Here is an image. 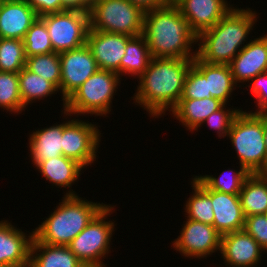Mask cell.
<instances>
[{
    "mask_svg": "<svg viewBox=\"0 0 267 267\" xmlns=\"http://www.w3.org/2000/svg\"><path fill=\"white\" fill-rule=\"evenodd\" d=\"M114 205L104 207L92 221L67 245L86 267H106L103 262L110 251L115 222L108 221ZM107 221H106V220Z\"/></svg>",
    "mask_w": 267,
    "mask_h": 267,
    "instance_id": "52a82bcc",
    "label": "cell"
},
{
    "mask_svg": "<svg viewBox=\"0 0 267 267\" xmlns=\"http://www.w3.org/2000/svg\"><path fill=\"white\" fill-rule=\"evenodd\" d=\"M245 217L267 214V173L250 174L239 193Z\"/></svg>",
    "mask_w": 267,
    "mask_h": 267,
    "instance_id": "d4e9b609",
    "label": "cell"
},
{
    "mask_svg": "<svg viewBox=\"0 0 267 267\" xmlns=\"http://www.w3.org/2000/svg\"><path fill=\"white\" fill-rule=\"evenodd\" d=\"M136 6H139L143 11H149L155 8H160L169 5L172 0H129Z\"/></svg>",
    "mask_w": 267,
    "mask_h": 267,
    "instance_id": "f35d334b",
    "label": "cell"
},
{
    "mask_svg": "<svg viewBox=\"0 0 267 267\" xmlns=\"http://www.w3.org/2000/svg\"><path fill=\"white\" fill-rule=\"evenodd\" d=\"M142 36L153 58L196 57L198 36L173 2L144 13Z\"/></svg>",
    "mask_w": 267,
    "mask_h": 267,
    "instance_id": "7a4b0ae2",
    "label": "cell"
},
{
    "mask_svg": "<svg viewBox=\"0 0 267 267\" xmlns=\"http://www.w3.org/2000/svg\"><path fill=\"white\" fill-rule=\"evenodd\" d=\"M193 59L152 57L146 71L138 78L137 92L131 97L135 105H141L154 118L170 112L182 97Z\"/></svg>",
    "mask_w": 267,
    "mask_h": 267,
    "instance_id": "6da1fadb",
    "label": "cell"
},
{
    "mask_svg": "<svg viewBox=\"0 0 267 267\" xmlns=\"http://www.w3.org/2000/svg\"><path fill=\"white\" fill-rule=\"evenodd\" d=\"M68 190L54 212L33 230L38 242L67 246L107 206L85 200L72 189Z\"/></svg>",
    "mask_w": 267,
    "mask_h": 267,
    "instance_id": "277c9868",
    "label": "cell"
},
{
    "mask_svg": "<svg viewBox=\"0 0 267 267\" xmlns=\"http://www.w3.org/2000/svg\"><path fill=\"white\" fill-rule=\"evenodd\" d=\"M259 243L244 229L221 235V253L227 267H256L261 264Z\"/></svg>",
    "mask_w": 267,
    "mask_h": 267,
    "instance_id": "9a60e30c",
    "label": "cell"
},
{
    "mask_svg": "<svg viewBox=\"0 0 267 267\" xmlns=\"http://www.w3.org/2000/svg\"><path fill=\"white\" fill-rule=\"evenodd\" d=\"M120 79L116 72L98 69L65 100L64 117L109 114Z\"/></svg>",
    "mask_w": 267,
    "mask_h": 267,
    "instance_id": "8992f818",
    "label": "cell"
},
{
    "mask_svg": "<svg viewBox=\"0 0 267 267\" xmlns=\"http://www.w3.org/2000/svg\"><path fill=\"white\" fill-rule=\"evenodd\" d=\"M177 239L172 242L173 248L188 258H204L221 250V234L213 225L191 219L184 221Z\"/></svg>",
    "mask_w": 267,
    "mask_h": 267,
    "instance_id": "8fae6325",
    "label": "cell"
},
{
    "mask_svg": "<svg viewBox=\"0 0 267 267\" xmlns=\"http://www.w3.org/2000/svg\"><path fill=\"white\" fill-rule=\"evenodd\" d=\"M131 38L124 34L96 31L89 28L86 44L92 51L99 69L113 71L120 76V62L125 54L127 42Z\"/></svg>",
    "mask_w": 267,
    "mask_h": 267,
    "instance_id": "5bb4252c",
    "label": "cell"
},
{
    "mask_svg": "<svg viewBox=\"0 0 267 267\" xmlns=\"http://www.w3.org/2000/svg\"><path fill=\"white\" fill-rule=\"evenodd\" d=\"M193 65L206 77L208 94L227 105L235 90L234 87L237 88L230 66L209 64L197 56L193 59Z\"/></svg>",
    "mask_w": 267,
    "mask_h": 267,
    "instance_id": "603a6c76",
    "label": "cell"
},
{
    "mask_svg": "<svg viewBox=\"0 0 267 267\" xmlns=\"http://www.w3.org/2000/svg\"><path fill=\"white\" fill-rule=\"evenodd\" d=\"M263 130H264V141L267 150V113H263Z\"/></svg>",
    "mask_w": 267,
    "mask_h": 267,
    "instance_id": "60d3db41",
    "label": "cell"
},
{
    "mask_svg": "<svg viewBox=\"0 0 267 267\" xmlns=\"http://www.w3.org/2000/svg\"><path fill=\"white\" fill-rule=\"evenodd\" d=\"M190 28L198 36L201 32L212 28L234 6L227 0H172Z\"/></svg>",
    "mask_w": 267,
    "mask_h": 267,
    "instance_id": "2e32d148",
    "label": "cell"
},
{
    "mask_svg": "<svg viewBox=\"0 0 267 267\" xmlns=\"http://www.w3.org/2000/svg\"><path fill=\"white\" fill-rule=\"evenodd\" d=\"M59 59L61 64L59 91L65 108V100L99 68L87 44L59 53Z\"/></svg>",
    "mask_w": 267,
    "mask_h": 267,
    "instance_id": "7c38bea8",
    "label": "cell"
},
{
    "mask_svg": "<svg viewBox=\"0 0 267 267\" xmlns=\"http://www.w3.org/2000/svg\"><path fill=\"white\" fill-rule=\"evenodd\" d=\"M244 230L249 233L267 251V214L245 217Z\"/></svg>",
    "mask_w": 267,
    "mask_h": 267,
    "instance_id": "d590c367",
    "label": "cell"
},
{
    "mask_svg": "<svg viewBox=\"0 0 267 267\" xmlns=\"http://www.w3.org/2000/svg\"><path fill=\"white\" fill-rule=\"evenodd\" d=\"M225 104L213 97L204 99H180L171 110V115L182 123L187 130L198 131L205 119L213 112L221 109Z\"/></svg>",
    "mask_w": 267,
    "mask_h": 267,
    "instance_id": "ffe728a7",
    "label": "cell"
},
{
    "mask_svg": "<svg viewBox=\"0 0 267 267\" xmlns=\"http://www.w3.org/2000/svg\"><path fill=\"white\" fill-rule=\"evenodd\" d=\"M240 166L250 174L267 173V150L264 141L263 113L241 109L228 133Z\"/></svg>",
    "mask_w": 267,
    "mask_h": 267,
    "instance_id": "5b68a950",
    "label": "cell"
},
{
    "mask_svg": "<svg viewBox=\"0 0 267 267\" xmlns=\"http://www.w3.org/2000/svg\"><path fill=\"white\" fill-rule=\"evenodd\" d=\"M37 17L25 0H4L0 4V38L23 40Z\"/></svg>",
    "mask_w": 267,
    "mask_h": 267,
    "instance_id": "d6986e66",
    "label": "cell"
},
{
    "mask_svg": "<svg viewBox=\"0 0 267 267\" xmlns=\"http://www.w3.org/2000/svg\"><path fill=\"white\" fill-rule=\"evenodd\" d=\"M63 123L36 130L29 136L30 157L37 167L42 161L59 157L62 153Z\"/></svg>",
    "mask_w": 267,
    "mask_h": 267,
    "instance_id": "44dd1931",
    "label": "cell"
},
{
    "mask_svg": "<svg viewBox=\"0 0 267 267\" xmlns=\"http://www.w3.org/2000/svg\"><path fill=\"white\" fill-rule=\"evenodd\" d=\"M151 58L145 38L142 35L132 37L127 42L125 54L120 62V77L130 74L139 78L146 71Z\"/></svg>",
    "mask_w": 267,
    "mask_h": 267,
    "instance_id": "484cf974",
    "label": "cell"
},
{
    "mask_svg": "<svg viewBox=\"0 0 267 267\" xmlns=\"http://www.w3.org/2000/svg\"><path fill=\"white\" fill-rule=\"evenodd\" d=\"M226 106L225 104L221 109L211 113L203 122L207 123L210 129H214L220 138L228 137L232 123L241 111V108L227 109Z\"/></svg>",
    "mask_w": 267,
    "mask_h": 267,
    "instance_id": "e575fe53",
    "label": "cell"
},
{
    "mask_svg": "<svg viewBox=\"0 0 267 267\" xmlns=\"http://www.w3.org/2000/svg\"><path fill=\"white\" fill-rule=\"evenodd\" d=\"M212 200L214 228L221 234L244 229L245 216L239 194H228L209 189L197 176L192 178Z\"/></svg>",
    "mask_w": 267,
    "mask_h": 267,
    "instance_id": "4fadbf2b",
    "label": "cell"
},
{
    "mask_svg": "<svg viewBox=\"0 0 267 267\" xmlns=\"http://www.w3.org/2000/svg\"><path fill=\"white\" fill-rule=\"evenodd\" d=\"M229 66L236 85L249 82L258 74L267 72V35L247 41V45L232 59Z\"/></svg>",
    "mask_w": 267,
    "mask_h": 267,
    "instance_id": "e0dca14e",
    "label": "cell"
},
{
    "mask_svg": "<svg viewBox=\"0 0 267 267\" xmlns=\"http://www.w3.org/2000/svg\"><path fill=\"white\" fill-rule=\"evenodd\" d=\"M229 171L230 173H228ZM225 173L226 171H223V174H220L217 178L216 176L213 177V175H199L197 177L211 190L232 195L239 194L244 180L250 173L243 166H240L239 171L228 169L226 173L228 175H225Z\"/></svg>",
    "mask_w": 267,
    "mask_h": 267,
    "instance_id": "d6a6232c",
    "label": "cell"
},
{
    "mask_svg": "<svg viewBox=\"0 0 267 267\" xmlns=\"http://www.w3.org/2000/svg\"><path fill=\"white\" fill-rule=\"evenodd\" d=\"M212 97L208 94L206 77L192 64L184 81L181 99H204Z\"/></svg>",
    "mask_w": 267,
    "mask_h": 267,
    "instance_id": "836d02e7",
    "label": "cell"
},
{
    "mask_svg": "<svg viewBox=\"0 0 267 267\" xmlns=\"http://www.w3.org/2000/svg\"><path fill=\"white\" fill-rule=\"evenodd\" d=\"M144 13L129 0H100L89 10L90 29L131 37L140 36Z\"/></svg>",
    "mask_w": 267,
    "mask_h": 267,
    "instance_id": "ba28073f",
    "label": "cell"
},
{
    "mask_svg": "<svg viewBox=\"0 0 267 267\" xmlns=\"http://www.w3.org/2000/svg\"><path fill=\"white\" fill-rule=\"evenodd\" d=\"M99 1L100 0H80V8L89 11Z\"/></svg>",
    "mask_w": 267,
    "mask_h": 267,
    "instance_id": "ab89813d",
    "label": "cell"
},
{
    "mask_svg": "<svg viewBox=\"0 0 267 267\" xmlns=\"http://www.w3.org/2000/svg\"><path fill=\"white\" fill-rule=\"evenodd\" d=\"M0 267H28V266H18V265L7 264V265H0Z\"/></svg>",
    "mask_w": 267,
    "mask_h": 267,
    "instance_id": "7bdbcfd3",
    "label": "cell"
},
{
    "mask_svg": "<svg viewBox=\"0 0 267 267\" xmlns=\"http://www.w3.org/2000/svg\"><path fill=\"white\" fill-rule=\"evenodd\" d=\"M40 17L45 14L61 12L69 9L70 7L64 0H25Z\"/></svg>",
    "mask_w": 267,
    "mask_h": 267,
    "instance_id": "74e56055",
    "label": "cell"
},
{
    "mask_svg": "<svg viewBox=\"0 0 267 267\" xmlns=\"http://www.w3.org/2000/svg\"><path fill=\"white\" fill-rule=\"evenodd\" d=\"M45 22L55 53H62L86 44L90 28L89 11L81 8L40 16Z\"/></svg>",
    "mask_w": 267,
    "mask_h": 267,
    "instance_id": "9c48e42d",
    "label": "cell"
},
{
    "mask_svg": "<svg viewBox=\"0 0 267 267\" xmlns=\"http://www.w3.org/2000/svg\"><path fill=\"white\" fill-rule=\"evenodd\" d=\"M70 8H80V0H64Z\"/></svg>",
    "mask_w": 267,
    "mask_h": 267,
    "instance_id": "b9f144b4",
    "label": "cell"
},
{
    "mask_svg": "<svg viewBox=\"0 0 267 267\" xmlns=\"http://www.w3.org/2000/svg\"><path fill=\"white\" fill-rule=\"evenodd\" d=\"M0 108L12 113L25 111L20 96L18 73L0 71Z\"/></svg>",
    "mask_w": 267,
    "mask_h": 267,
    "instance_id": "f546056e",
    "label": "cell"
},
{
    "mask_svg": "<svg viewBox=\"0 0 267 267\" xmlns=\"http://www.w3.org/2000/svg\"><path fill=\"white\" fill-rule=\"evenodd\" d=\"M256 14L250 8L233 7L212 28L198 35L196 56L209 64L229 65L247 45L246 39L258 19Z\"/></svg>",
    "mask_w": 267,
    "mask_h": 267,
    "instance_id": "3957f363",
    "label": "cell"
},
{
    "mask_svg": "<svg viewBox=\"0 0 267 267\" xmlns=\"http://www.w3.org/2000/svg\"><path fill=\"white\" fill-rule=\"evenodd\" d=\"M28 267H86L68 246L49 245L33 238Z\"/></svg>",
    "mask_w": 267,
    "mask_h": 267,
    "instance_id": "7402d4cb",
    "label": "cell"
},
{
    "mask_svg": "<svg viewBox=\"0 0 267 267\" xmlns=\"http://www.w3.org/2000/svg\"><path fill=\"white\" fill-rule=\"evenodd\" d=\"M19 86H20V96L22 99V104L28 107V104L33 103L37 100H44L52 94H57L59 90L42 76L37 75L29 71L24 67L18 72Z\"/></svg>",
    "mask_w": 267,
    "mask_h": 267,
    "instance_id": "4316f807",
    "label": "cell"
},
{
    "mask_svg": "<svg viewBox=\"0 0 267 267\" xmlns=\"http://www.w3.org/2000/svg\"><path fill=\"white\" fill-rule=\"evenodd\" d=\"M250 85L246 84V88L250 87L251 94L256 97L255 103L258 110L255 112L250 111L255 114L267 113V72L258 74L256 77L250 80Z\"/></svg>",
    "mask_w": 267,
    "mask_h": 267,
    "instance_id": "8d00e7d4",
    "label": "cell"
},
{
    "mask_svg": "<svg viewBox=\"0 0 267 267\" xmlns=\"http://www.w3.org/2000/svg\"><path fill=\"white\" fill-rule=\"evenodd\" d=\"M193 195L185 203V217L197 222L213 225L214 212L211 197L192 179Z\"/></svg>",
    "mask_w": 267,
    "mask_h": 267,
    "instance_id": "83f0119b",
    "label": "cell"
},
{
    "mask_svg": "<svg viewBox=\"0 0 267 267\" xmlns=\"http://www.w3.org/2000/svg\"><path fill=\"white\" fill-rule=\"evenodd\" d=\"M101 131L96 124L76 118L63 122L62 153L83 167L96 161Z\"/></svg>",
    "mask_w": 267,
    "mask_h": 267,
    "instance_id": "30bf717a",
    "label": "cell"
},
{
    "mask_svg": "<svg viewBox=\"0 0 267 267\" xmlns=\"http://www.w3.org/2000/svg\"><path fill=\"white\" fill-rule=\"evenodd\" d=\"M27 235L8 220L0 221V265L29 266L34 231Z\"/></svg>",
    "mask_w": 267,
    "mask_h": 267,
    "instance_id": "ac0fdd59",
    "label": "cell"
},
{
    "mask_svg": "<svg viewBox=\"0 0 267 267\" xmlns=\"http://www.w3.org/2000/svg\"><path fill=\"white\" fill-rule=\"evenodd\" d=\"M23 44L26 58L54 52L45 22L40 17H37L25 34Z\"/></svg>",
    "mask_w": 267,
    "mask_h": 267,
    "instance_id": "1f68e13d",
    "label": "cell"
},
{
    "mask_svg": "<svg viewBox=\"0 0 267 267\" xmlns=\"http://www.w3.org/2000/svg\"><path fill=\"white\" fill-rule=\"evenodd\" d=\"M36 169L53 186L70 188L78 182L84 167L77 161L61 155L42 161Z\"/></svg>",
    "mask_w": 267,
    "mask_h": 267,
    "instance_id": "cb8c5ba5",
    "label": "cell"
},
{
    "mask_svg": "<svg viewBox=\"0 0 267 267\" xmlns=\"http://www.w3.org/2000/svg\"><path fill=\"white\" fill-rule=\"evenodd\" d=\"M26 64L23 40L0 38V71L18 73Z\"/></svg>",
    "mask_w": 267,
    "mask_h": 267,
    "instance_id": "4dcf8cb0",
    "label": "cell"
},
{
    "mask_svg": "<svg viewBox=\"0 0 267 267\" xmlns=\"http://www.w3.org/2000/svg\"><path fill=\"white\" fill-rule=\"evenodd\" d=\"M25 67L42 78L50 81L58 90L61 81V64L59 53L35 55L26 58Z\"/></svg>",
    "mask_w": 267,
    "mask_h": 267,
    "instance_id": "f1b7e54d",
    "label": "cell"
}]
</instances>
